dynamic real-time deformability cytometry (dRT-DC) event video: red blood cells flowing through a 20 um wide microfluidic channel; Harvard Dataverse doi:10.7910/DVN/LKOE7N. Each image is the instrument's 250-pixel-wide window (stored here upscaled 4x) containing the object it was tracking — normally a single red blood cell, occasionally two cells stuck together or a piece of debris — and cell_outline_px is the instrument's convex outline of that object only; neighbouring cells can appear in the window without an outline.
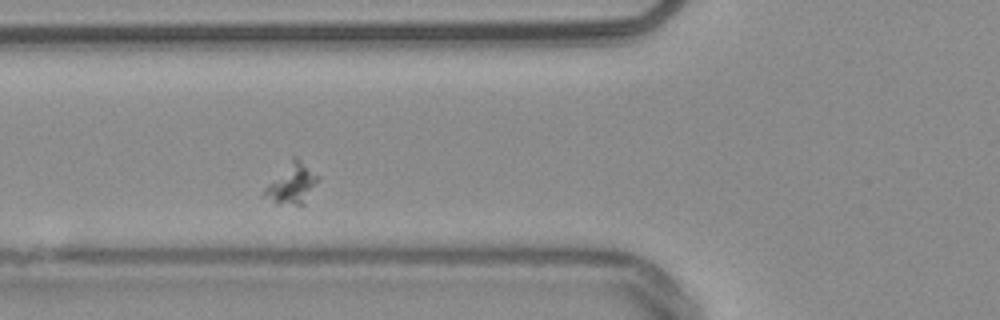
{"species": "common noctule bat (a hibernating species)", "species_latin": "Nyctalus noctula", "temperature_condition": "warm", "stored_images_in_passage": 42, "segment_of_instrument_passage": [1, 2], "camera_frame_rate_fps": 3000, "um_per_image_px": 0.085, "animal": {"sex": "male", "body_mass_g": 20.4}, "frame": {"image": 1, "passage_image": 6, "time_ms": 1.667, "image_size_px": [1000, 320], "cell_outline_px": [[320, 180], [304, 204], [276, 204], [260, 196], [264, 188], [292, 156], [296, 156], [320, 176]], "centroid_in_image_um": [24.8, 15.61], "position_along_channel_um": 101.0, "area_um2": 12.95}}
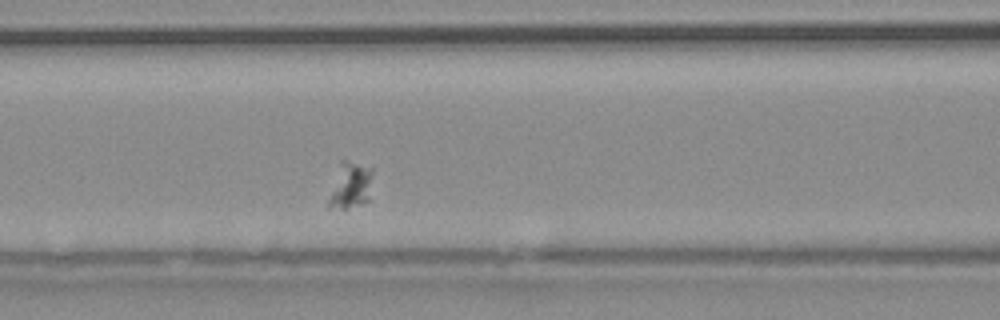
{"frame": {"image": 2, "passage_image": 9, "time_ms": 2.667, "image_size_px": [1000, 320], "cell_outline_px": [[372, 172], [368, 200], [344, 208], [328, 208], [328, 200], [340, 160], [348, 160], [372, 168]], "centroid_in_image_um": [29.76, 15.72], "position_along_channel_um": 136.8, "area_um2": 11.5}}
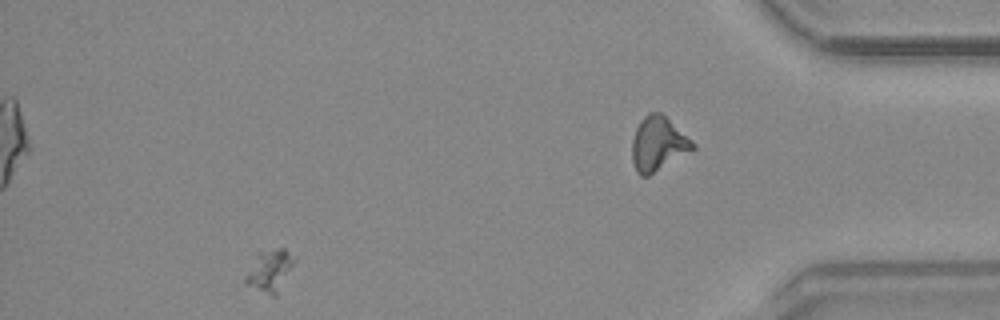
{"frame": {"image": 3, "passage_image": 37, "time_ms": 12.0, "image_size_px": [1000, 320], "cell_outline_px": [[296, 260], [276, 296], [272, 296], [244, 284], [244, 276], [256, 252], [280, 248], [284, 248]], "centroid_in_image_um": [22.88, 23.0], "position_along_channel_um": 412.3, "area_um2": 11.96}}